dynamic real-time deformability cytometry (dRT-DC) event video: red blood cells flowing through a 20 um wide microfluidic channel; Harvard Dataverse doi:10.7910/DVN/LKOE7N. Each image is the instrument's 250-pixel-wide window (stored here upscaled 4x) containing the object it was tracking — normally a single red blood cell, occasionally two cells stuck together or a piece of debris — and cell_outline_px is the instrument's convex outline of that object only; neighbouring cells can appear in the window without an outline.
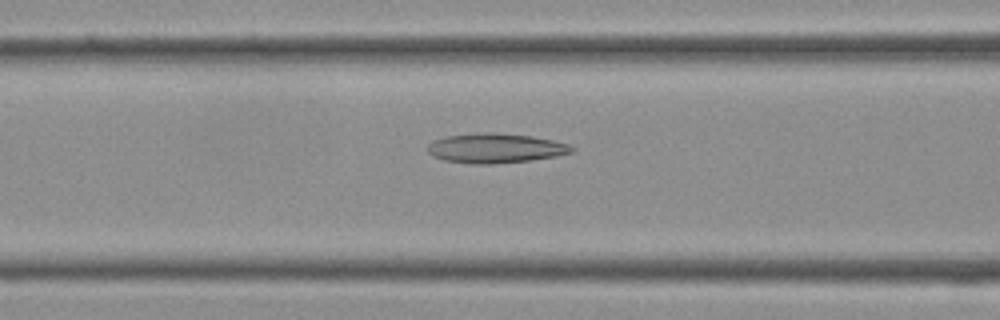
{"species": "Egyptian fruit bat (a non-hibernating species)", "species_latin": "Rousettus aegyptiacus", "temperature_condition": "cold", "stored_images_in_passage": 29, "camera_frame_rate_fps": 3000, "um_per_image_px": 0.085, "frame": {"image": 1, "passage_image": 6, "time_ms": 1.667, "image_size_px": [1000, 320], "cell_outline_px": [[576, 148], [572, 152], [556, 156], [532, 160], [492, 164], [472, 164], [444, 160], [432, 156], [428, 152], [428, 144], [432, 140], [444, 136], [480, 132], [484, 132], [532, 136], [552, 140], [568, 144]], "centroid_in_image_um": [42.08, 12.6], "position_along_channel_um": 124.5, "area_um2": 24.97}}
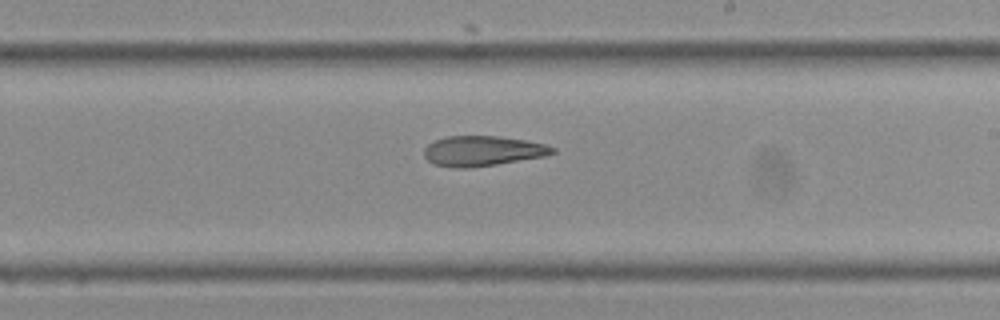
{"frame": {"image": 2, "passage_image": 13, "time_ms": 4.0, "image_size_px": [1000, 320], "cell_outline_px": [[556, 152], [544, 156], [496, 164], [468, 168], [452, 168], [432, 164], [424, 156], [424, 148], [428, 144], [436, 140], [448, 136], [500, 136], [524, 140], [544, 144], [556, 148]], "centroid_in_image_um": [40.99, 12.83], "position_along_channel_um": 248.0, "area_um2": 22.48}}
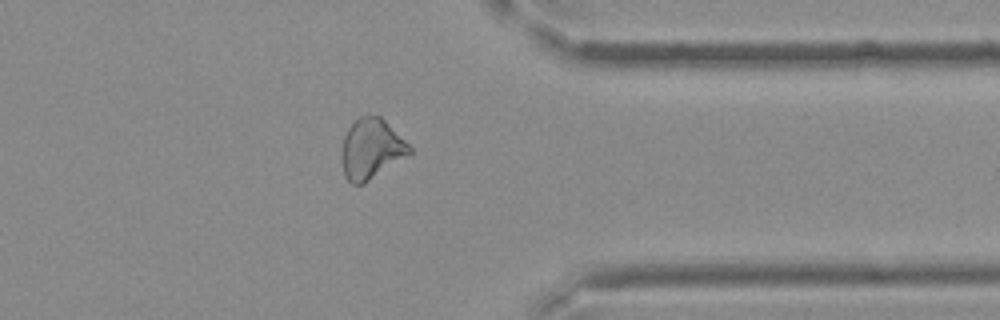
{"frame": {"image": 3, "passage_image": 21, "time_ms": 6.667, "image_size_px": [1000, 320], "cell_outline_px": [[412, 152], [364, 184], [352, 184], [344, 176], [340, 156], [340, 152], [344, 136], [348, 128], [360, 116], [380, 116], [412, 148]], "centroid_in_image_um": [31.51, 12.68], "position_along_channel_um": 379.9, "area_um2": 23.58}}